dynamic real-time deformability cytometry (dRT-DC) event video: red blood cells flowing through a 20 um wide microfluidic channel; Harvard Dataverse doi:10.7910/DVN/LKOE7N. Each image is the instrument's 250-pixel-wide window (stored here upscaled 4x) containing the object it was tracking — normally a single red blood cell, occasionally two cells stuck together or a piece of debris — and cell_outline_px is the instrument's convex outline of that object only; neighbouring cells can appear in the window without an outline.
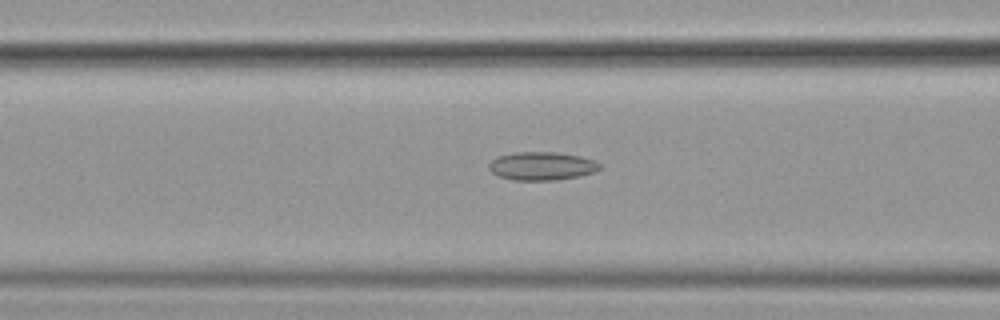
{"species": "common noctule bat (a hibernating species)", "species_latin": "Nyctalus noctula", "temperature_condition": "cold", "stored_images_in_passage": 48, "camera_frame_rate_fps": 3000, "um_per_image_px": 0.085, "animal": {"sex": "female", "body_mass_g": 19.9}, "frame": {"image": 1, "passage_image": 18, "time_ms": 5.667, "image_size_px": [1000, 320], "cell_outline_px": [[600, 168], [596, 172], [580, 176], [556, 180], [512, 180], [496, 176], [488, 168], [488, 164], [496, 156], [512, 152], [556, 152], [580, 156], [596, 160], [600, 164]], "centroid_in_image_um": [46.04, 14.11], "position_along_channel_um": 120.6, "area_um2": 18.61}}
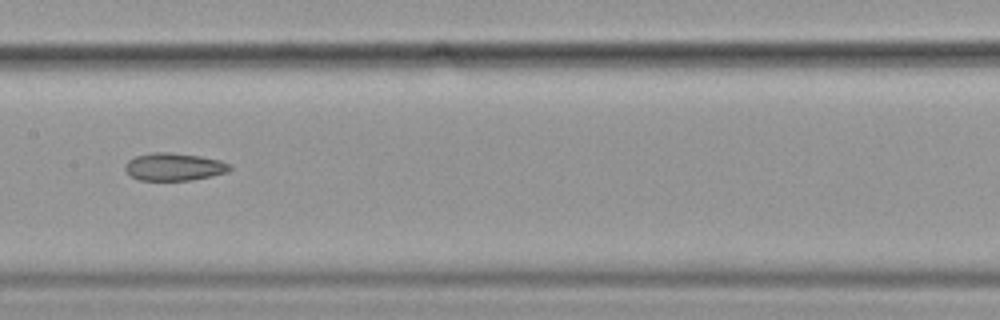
{"frame": {"image": 2, "passage_image": 24, "time_ms": 7.667, "image_size_px": [1000, 320], "cell_outline_px": [[232, 168], [228, 172], [212, 176], [192, 180], [140, 180], [132, 176], [124, 168], [124, 164], [128, 160], [136, 156], [152, 152], [168, 152], [200, 156], [220, 160], [228, 164]], "centroid_in_image_um": [14.79, 14.17], "position_along_channel_um": 192.6, "area_um2": 16.82}}
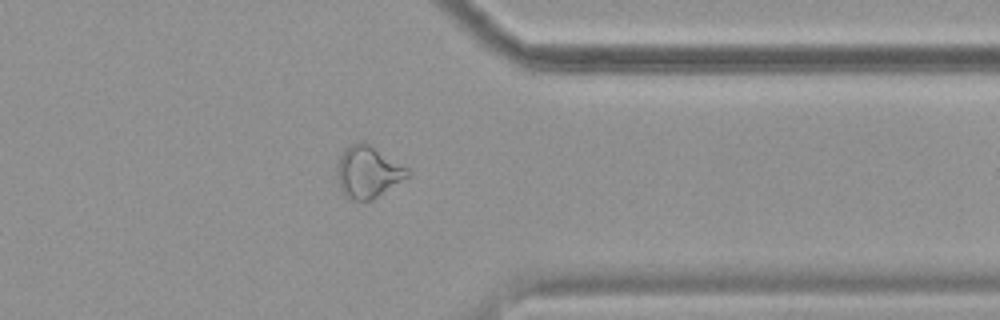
{"frame": {"image": 3, "passage_image": 40, "time_ms": 13.0, "image_size_px": [1000, 320], "cell_outline_px": [[408, 176], [372, 200], [352, 200], [344, 196], [340, 188], [336, 176], [336, 168], [340, 156], [344, 148], [348, 144], [360, 140], [368, 144], [408, 168]], "centroid_in_image_um": [31.21, 14.61], "position_along_channel_um": 380.2, "area_um2": 21.15}, "authors_computed_cell_mechanics": {"area_um2": 19.1896, "velocity_mm_per_s": 3.6083, "shape_relaxation_time_tau1_ms": null, "shape_relaxation_time_tau2_ms": 8.7493, "deformation_change_tau1": null, "deformation_change_tau2": 0.1677}}